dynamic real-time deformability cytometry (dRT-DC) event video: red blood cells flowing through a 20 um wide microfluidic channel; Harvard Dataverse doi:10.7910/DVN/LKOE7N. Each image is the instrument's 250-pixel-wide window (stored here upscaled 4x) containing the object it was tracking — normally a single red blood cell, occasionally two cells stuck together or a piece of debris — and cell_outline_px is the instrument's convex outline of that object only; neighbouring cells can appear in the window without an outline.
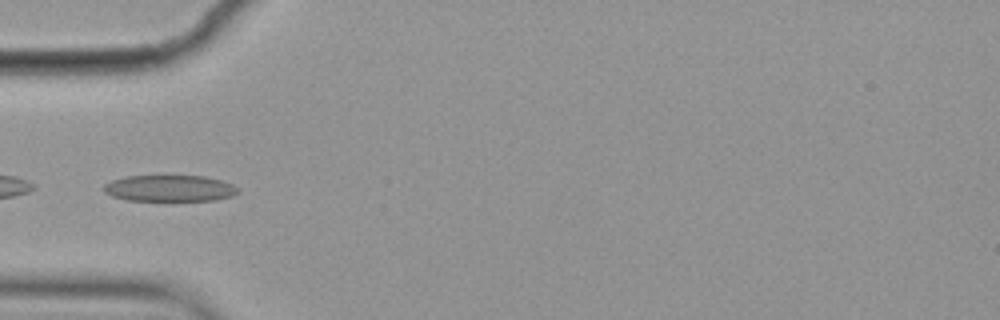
{"species": "common noctule bat (a hibernating species)", "species_latin": "Nyctalus noctula", "temperature_condition": "cold", "stored_images_in_passage": 5, "camera_frame_rate_fps": 3000, "um_per_image_px": 0.085, "animal": {"sex": "female", "body_mass_g": 19.9}, "frame": {"image": 1, "passage_image": 5, "time_ms": 1.333, "image_size_px": [1000, 320], "cell_outline_px": [[240, 192], [232, 196], [216, 200], [128, 200], [112, 196], [104, 192], [104, 184], [112, 180], [124, 176], [204, 176], [220, 180], [232, 184]], "centroid_in_image_um": [14.41, 16.0], "position_along_channel_um": 70.6, "area_um2": 20.46}}